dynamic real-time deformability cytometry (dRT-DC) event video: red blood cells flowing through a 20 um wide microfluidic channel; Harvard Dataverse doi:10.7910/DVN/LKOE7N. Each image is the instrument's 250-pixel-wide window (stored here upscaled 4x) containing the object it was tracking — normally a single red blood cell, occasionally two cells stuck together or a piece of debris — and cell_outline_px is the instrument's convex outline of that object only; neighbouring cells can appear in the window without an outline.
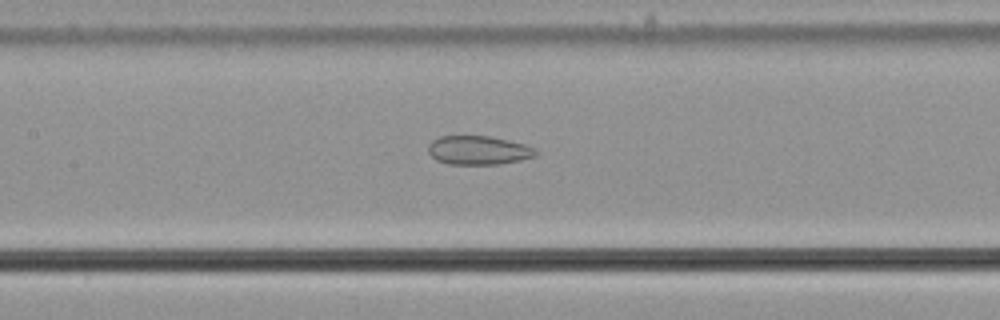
{"species": "common noctule bat (a hibernating species)", "species_latin": "Nyctalus noctula", "temperature_condition": "cold", "stored_images_in_passage": 56, "camera_frame_rate_fps": 3000, "um_per_image_px": 0.085, "animal": {"sex": "male", "body_mass_g": 21.5, "forearm_length_mm": 52.0}, "frame": {"image": 1, "passage_image": 27, "time_ms": 8.667, "image_size_px": [1000, 320], "cell_outline_px": [[536, 156], [520, 160], [500, 164], [448, 164], [436, 160], [428, 152], [428, 144], [432, 140], [440, 136], [488, 136], [508, 140], [524, 144], [536, 148]], "centroid_in_image_um": [40.65, 12.77], "position_along_channel_um": 166.7, "area_um2": 18.09}}
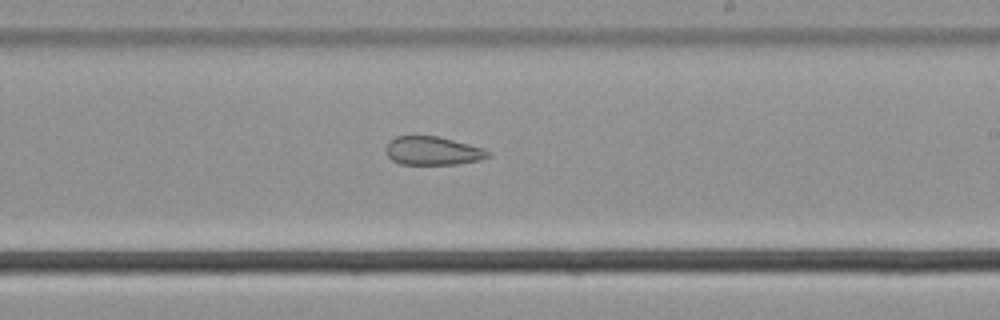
{"frame": {"image": 2, "passage_image": 34, "time_ms": 11.0, "image_size_px": [1000, 320], "cell_outline_px": [[492, 152], [488, 156], [480, 160], [456, 164], [400, 164], [392, 160], [388, 156], [384, 148], [388, 140], [396, 136], [440, 136], [484, 148]], "centroid_in_image_um": [36.76, 12.81], "position_along_channel_um": 252.2, "area_um2": 17.17}}
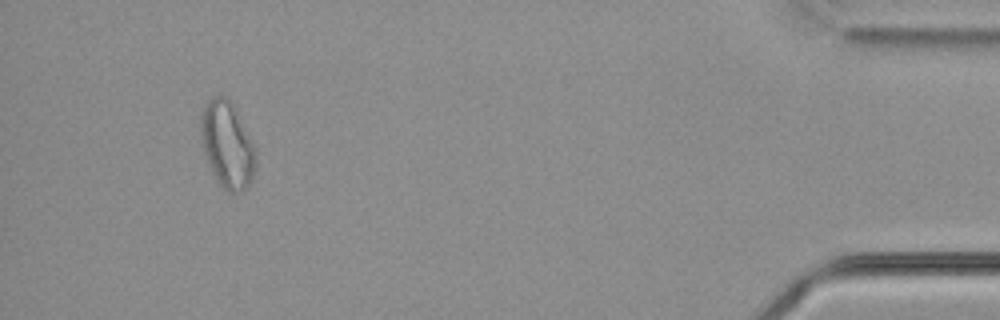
{"frame": {"image": 3, "passage_image": 53, "time_ms": 17.333, "image_size_px": [1000, 320], "cell_outline_px": [[256, 168], [252, 180], [240, 192], [228, 192], [220, 184], [204, 152], [200, 132], [200, 116], [204, 104], [212, 96], [228, 96], [232, 100], [256, 144]], "centroid_in_image_um": [19.36, 12.22], "position_along_channel_um": 415.8, "area_um2": 28.15}, "authors_computed_cell_mechanics": {"area_um2": 24.565, "velocity_mm_per_s": 3.6832, "shape_relaxation_time_tau1_ms": null, "shape_relaxation_time_tau2_ms": 3.8728, "deformation_change_tau1": null, "deformation_change_tau2": 0.1123}}